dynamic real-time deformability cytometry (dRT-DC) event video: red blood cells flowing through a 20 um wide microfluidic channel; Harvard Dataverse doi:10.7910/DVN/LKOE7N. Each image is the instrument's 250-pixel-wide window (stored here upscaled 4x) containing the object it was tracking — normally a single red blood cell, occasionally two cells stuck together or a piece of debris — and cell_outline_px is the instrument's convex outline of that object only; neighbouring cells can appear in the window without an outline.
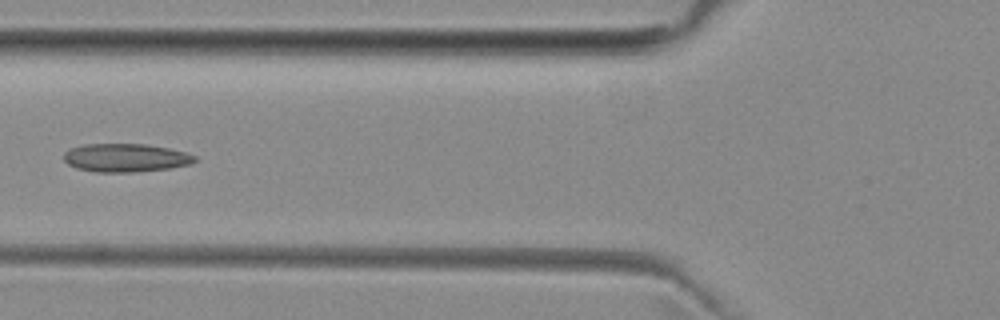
{"species": "common noctule bat (a hibernating species)", "species_latin": "Nyctalus noctula", "temperature_condition": "room temperature", "stored_images_in_passage": 6, "camera_frame_rate_fps": 3000, "um_per_image_px": 0.085, "animal": {"sex": "female", "body_mass_g": 29.2, "forearm_length_mm": 56.3}, "frame": {"image": 1, "passage_image": 5, "time_ms": 4.667, "image_size_px": [1000, 320], "cell_outline_px": [[196, 160], [192, 164], [172, 168], [136, 172], [96, 172], [76, 168], [68, 164], [64, 160], [64, 152], [68, 148], [84, 144], [148, 144], [168, 148], [184, 152], [196, 156]], "centroid_in_image_um": [10.67, 13.41], "position_along_channel_um": 115.1, "area_um2": 21.85}}
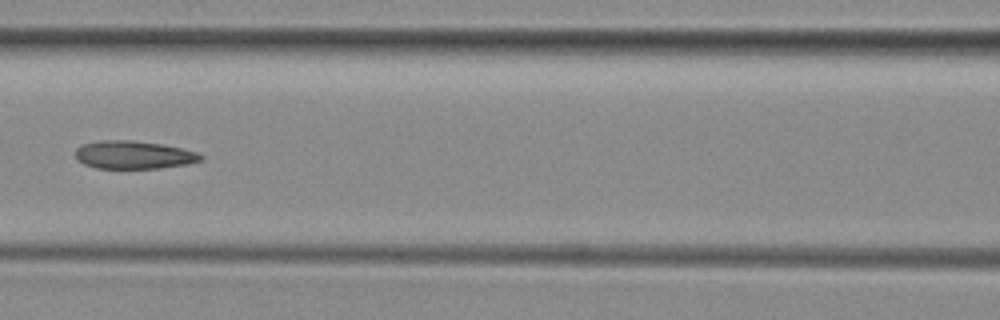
{"frame": {"image": 2, "passage_image": 6, "time_ms": 5.667, "image_size_px": [1000, 320], "cell_outline_px": [[204, 160], [188, 164], [160, 168], [96, 168], [84, 164], [76, 160], [76, 148], [80, 144], [100, 140], [132, 140], [164, 144], [196, 152], [204, 156]], "centroid_in_image_um": [11.35, 13.16], "position_along_channel_um": 155.2, "area_um2": 20.69}}